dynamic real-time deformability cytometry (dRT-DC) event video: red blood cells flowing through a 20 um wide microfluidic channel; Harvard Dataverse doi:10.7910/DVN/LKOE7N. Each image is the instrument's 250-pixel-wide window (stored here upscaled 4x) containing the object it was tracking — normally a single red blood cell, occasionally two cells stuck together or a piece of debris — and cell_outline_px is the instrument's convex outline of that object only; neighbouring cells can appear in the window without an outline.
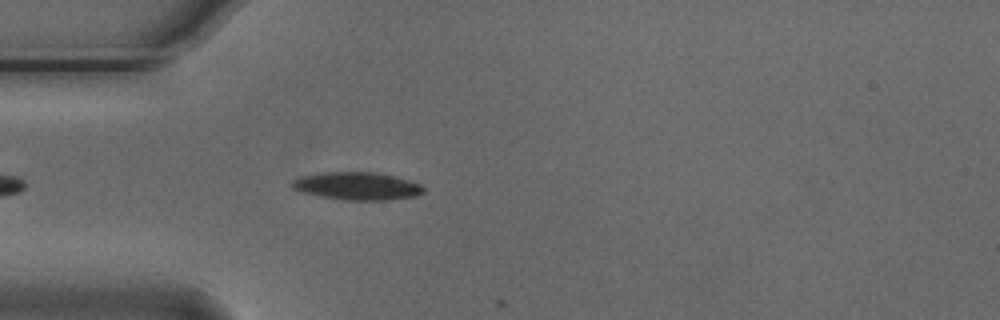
{"species": "Egyptian fruit bat (a non-hibernating species)", "species_latin": "Rousettus aegyptiacus", "temperature_condition": "cold", "stored_images_in_passage": 11, "camera_frame_rate_fps": 3000, "um_per_image_px": 0.085, "animal": {"sex": "male"}, "frame": {"image": 1, "passage_image": 6, "time_ms": 1.667, "image_size_px": [1000, 320], "cell_outline_px": [[424, 192], [416, 196], [388, 200], [344, 200], [320, 196], [304, 192], [292, 188], [288, 184], [292, 180], [300, 176], [324, 172], [372, 172], [396, 176], [420, 184], [424, 188]], "centroid_in_image_um": [30.34, 15.81], "position_along_channel_um": 54.7, "area_um2": 21.33}}
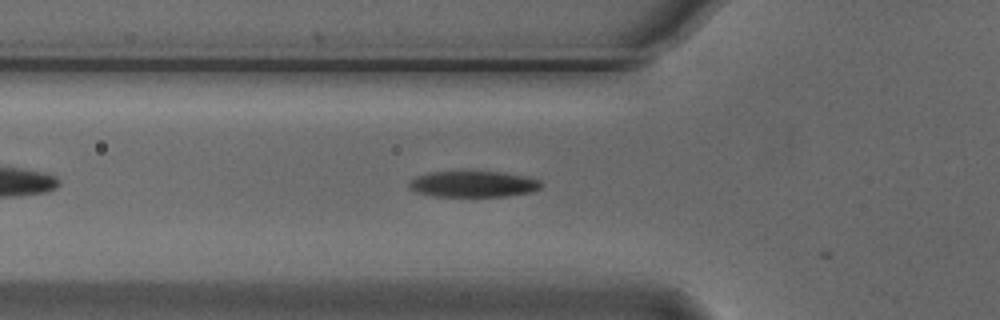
{"frame": {"image": 2, "passage_image": 9, "time_ms": 2.667, "image_size_px": [1000, 320], "cell_outline_px": [[544, 184], [540, 188], [532, 192], [508, 196], [432, 196], [416, 192], [408, 188], [408, 180], [416, 176], [428, 172], [500, 172], [524, 176], [540, 180]], "centroid_in_image_um": [40.2, 15.65], "position_along_channel_um": 85.6, "area_um2": 20.17}}